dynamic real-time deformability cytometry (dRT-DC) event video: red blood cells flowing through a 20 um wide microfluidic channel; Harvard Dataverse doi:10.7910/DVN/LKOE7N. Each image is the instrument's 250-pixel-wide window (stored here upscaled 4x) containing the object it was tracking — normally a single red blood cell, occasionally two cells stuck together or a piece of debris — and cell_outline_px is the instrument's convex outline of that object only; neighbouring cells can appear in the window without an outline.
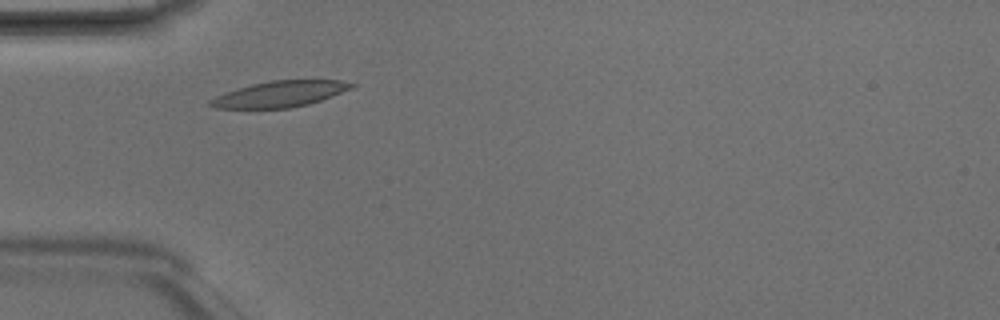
{"species": "Egyptian fruit bat (a non-hibernating species)", "species_latin": "Rousettus aegyptiacus", "temperature_condition": "room temperature", "stored_images_in_passage": 2, "camera_frame_rate_fps": 3000, "um_per_image_px": 0.085, "animal": {"sex": "male"}, "frame": {"image": 1, "passage_image": 1, "time_ms": 0.0, "image_size_px": [1000, 320], "cell_outline_px": [[356, 84], [352, 88], [320, 100], [308, 104], [288, 108], [216, 108], [208, 104], [208, 100], [216, 96], [252, 84], [272, 80], [340, 80]], "centroid_in_image_um": [23.79, 7.99], "position_along_channel_um": 61.2, "area_um2": 20.98}}